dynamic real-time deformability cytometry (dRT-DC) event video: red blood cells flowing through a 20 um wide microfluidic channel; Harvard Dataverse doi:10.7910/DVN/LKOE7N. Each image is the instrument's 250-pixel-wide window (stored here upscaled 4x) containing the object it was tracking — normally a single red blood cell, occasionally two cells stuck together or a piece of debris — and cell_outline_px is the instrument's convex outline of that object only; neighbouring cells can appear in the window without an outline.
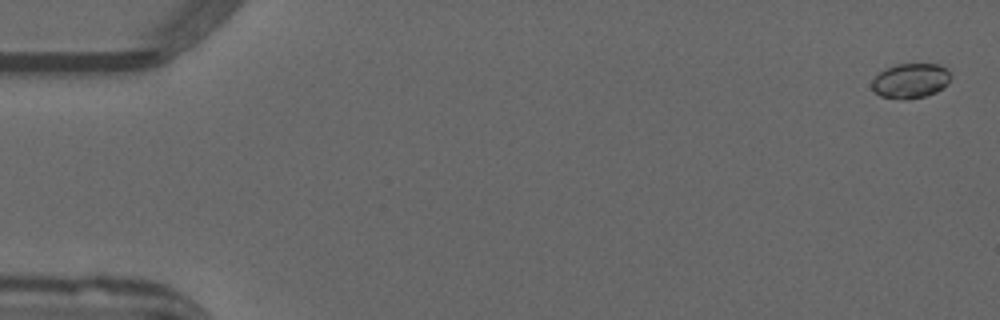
{"species": "common noctule bat (a hibernating species)", "species_latin": "Nyctalus noctula", "temperature_condition": "warm", "stored_images_in_passage": 53, "camera_frame_rate_fps": 3000, "um_per_image_px": 0.085, "animal": {"sex": "male", "forearm_length_mm": 52.5}, "frame": {"image": 1, "passage_image": 2, "time_ms": 0.333, "image_size_px": [1000, 320], "cell_outline_px": [[948, 84], [944, 88], [936, 92], [924, 96], [904, 100], [880, 96], [872, 88], [872, 80], [880, 72], [896, 64], [940, 64], [948, 68]], "centroid_in_image_um": [77.4, 6.87], "position_along_channel_um": 7.6, "area_um2": 15.9}}
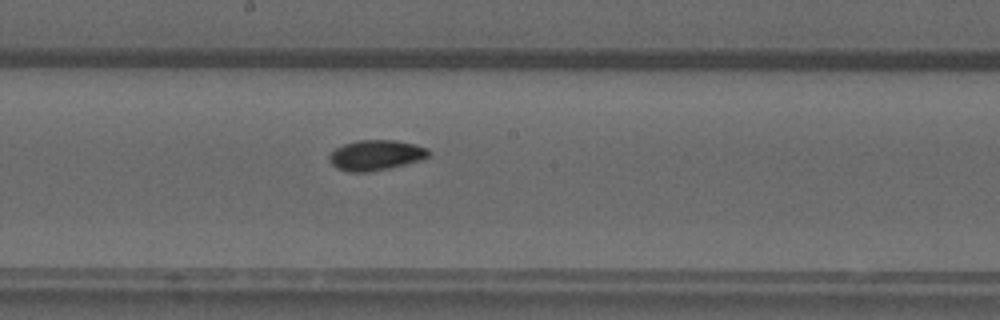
{"frame": {"image": 2, "passage_image": 29, "time_ms": 9.333, "image_size_px": [1000, 320], "cell_outline_px": [[432, 152], [428, 156], [420, 160], [388, 168], [368, 172], [348, 172], [336, 168], [332, 164], [328, 156], [336, 148], [344, 144], [356, 140], [396, 140], [416, 144], [428, 148]], "centroid_in_image_um": [31.96, 13.18], "position_along_channel_um": 216.2, "area_um2": 17.57}}
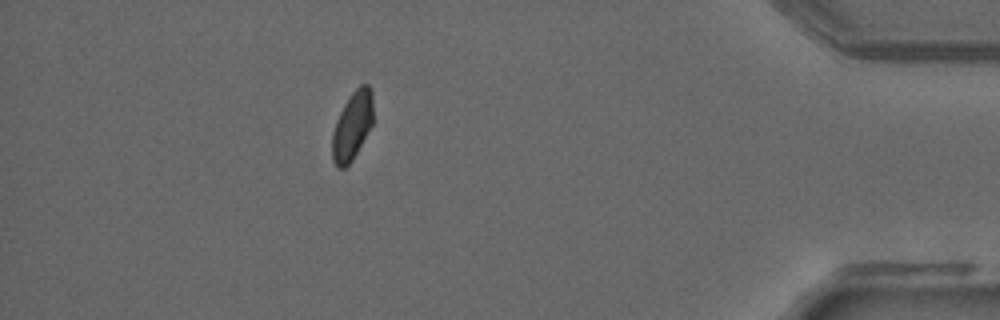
{"frame": {"image": 3, "passage_image": 47, "time_ms": 15.333, "image_size_px": [1000, 320], "cell_outline_px": [[372, 124], [352, 160], [344, 168], [336, 168], [332, 160], [332, 132], [336, 120], [344, 104], [352, 92], [360, 84], [368, 84], [372, 92]], "centroid_in_image_um": [29.92, 10.69], "position_along_channel_um": 405.3, "area_um2": 16.18}, "authors_computed_cell_mechanics": {"area_um2": 16.5886, "velocity_mm_per_s": 3.9809, "shape_relaxation_time_tau1_ms": 3.9098, "shape_relaxation_time_tau2_ms": 3.6845, "deformation_change_tau1": 0.1023, "deformation_change_tau2": 0.0765}}